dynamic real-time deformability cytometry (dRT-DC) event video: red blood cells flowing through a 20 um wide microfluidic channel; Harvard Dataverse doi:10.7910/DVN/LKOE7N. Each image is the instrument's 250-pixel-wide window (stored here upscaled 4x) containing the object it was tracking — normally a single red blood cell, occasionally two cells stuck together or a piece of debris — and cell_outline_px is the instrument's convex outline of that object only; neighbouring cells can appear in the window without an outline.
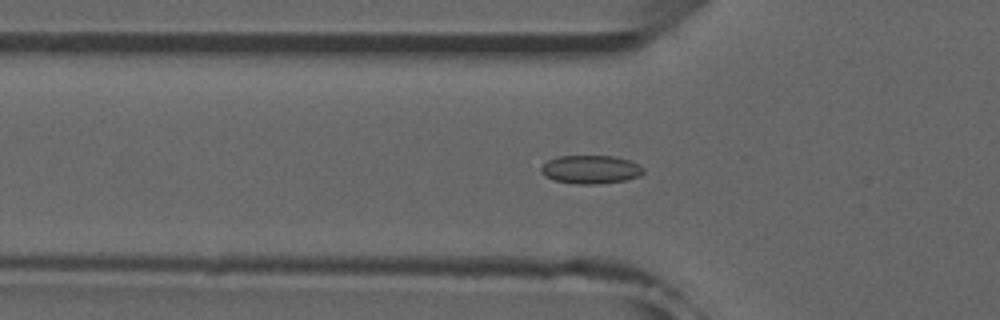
{"species": "common noctule bat (a hibernating species)", "species_latin": "Nyctalus noctula", "temperature_condition": "room temperature", "stored_images_in_passage": 51, "camera_frame_rate_fps": 3000, "um_per_image_px": 0.085, "animal": {"sex": "male", "forearm_length_mm": 52.5}, "frame": {"image": 1, "passage_image": 16, "time_ms": 5.0, "image_size_px": [1000, 320], "cell_outline_px": [[644, 172], [640, 176], [624, 180], [600, 184], [572, 184], [556, 180], [544, 176], [540, 172], [540, 168], [548, 160], [556, 156], [616, 156], [640, 164], [644, 168]], "centroid_in_image_um": [50.21, 14.4], "position_along_channel_um": 75.6, "area_um2": 17.11}}
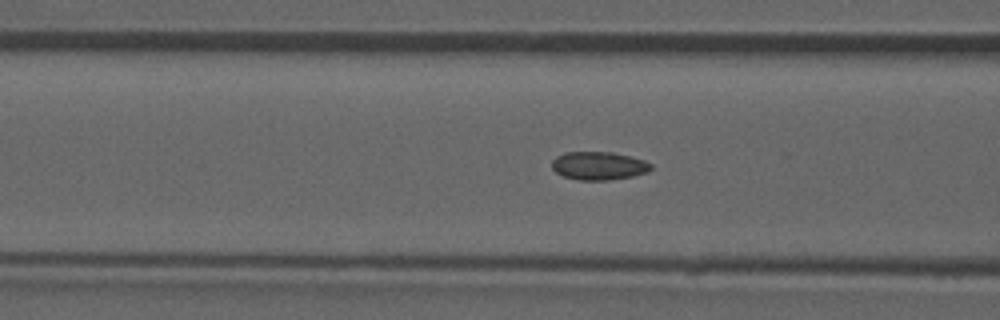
{"frame": {"image": 2, "passage_image": 19, "time_ms": 6.0, "image_size_px": [1000, 320], "cell_outline_px": [[652, 168], [648, 172], [632, 176], [608, 180], [580, 180], [564, 176], [556, 172], [552, 168], [552, 160], [556, 156], [564, 152], [612, 152], [644, 160], [652, 164]], "centroid_in_image_um": [50.88, 14.08], "position_along_channel_um": 115.7, "area_um2": 16.24}}
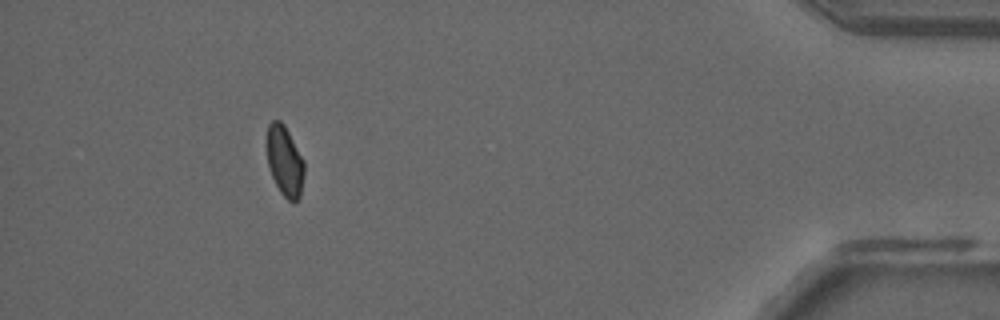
{"frame": {"image": 3, "passage_image": 46, "time_ms": 15.0, "image_size_px": [1000, 320], "cell_outline_px": [[304, 172], [300, 196], [296, 200], [288, 200], [280, 192], [268, 168], [264, 144], [268, 124], [272, 120], [280, 120], [284, 124], [304, 160]], "centroid_in_image_um": [24.15, 13.63], "position_along_channel_um": 411.1, "area_um2": 15.66}}